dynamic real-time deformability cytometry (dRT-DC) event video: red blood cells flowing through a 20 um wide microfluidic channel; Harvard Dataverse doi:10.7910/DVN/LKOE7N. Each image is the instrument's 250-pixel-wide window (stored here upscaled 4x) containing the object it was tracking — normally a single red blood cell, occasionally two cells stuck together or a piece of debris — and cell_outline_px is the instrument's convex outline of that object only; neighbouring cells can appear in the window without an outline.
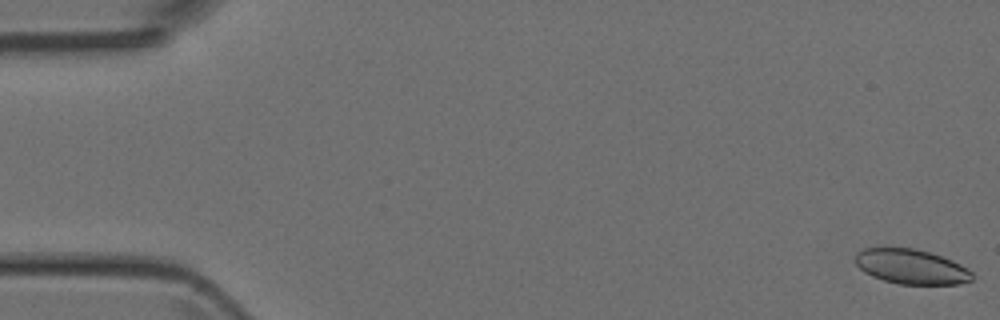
{"species": "Egyptian fruit bat (a non-hibernating species)", "species_latin": "Rousettus aegyptiacus", "temperature_condition": "room temperature", "stored_images_in_passage": 8, "camera_frame_rate_fps": 3000, "um_per_image_px": 0.085, "animal": {"sex": "female"}, "frame": {"image": 1, "passage_image": 1, "time_ms": 0.0, "image_size_px": [1000, 320], "cell_outline_px": [[972, 280], [960, 284], [900, 284], [884, 280], [872, 276], [864, 272], [856, 264], [856, 252], [864, 248], [916, 248], [952, 260], [968, 268], [972, 272]], "centroid_in_image_um": [77.46, 22.67], "position_along_channel_um": 7.5, "area_um2": 23.58}}